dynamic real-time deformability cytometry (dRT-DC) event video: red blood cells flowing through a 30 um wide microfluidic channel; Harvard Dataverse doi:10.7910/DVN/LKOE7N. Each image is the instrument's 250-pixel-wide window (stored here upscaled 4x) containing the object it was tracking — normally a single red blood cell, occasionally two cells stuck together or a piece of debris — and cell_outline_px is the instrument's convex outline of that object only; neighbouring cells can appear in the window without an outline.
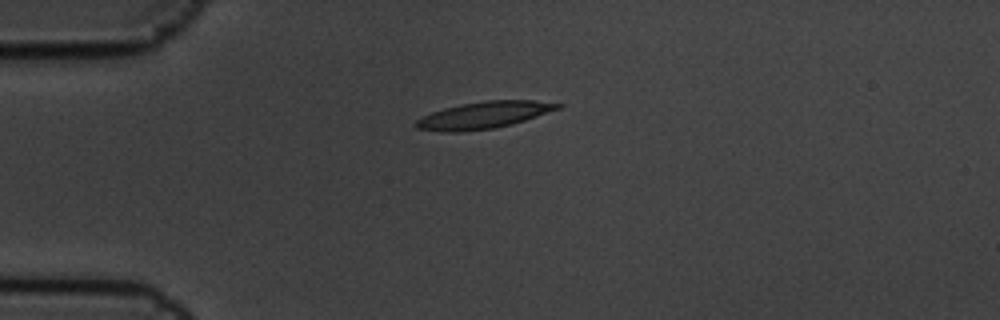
{"species": "common noctule bat (a hibernating species)", "species_latin": "Nyctalus noctula", "temperature_condition": "cold", "stored_images_in_passage": 2, "camera_frame_rate_fps": 3000, "um_per_image_px": 0.085, "animal": {"sex": "male", "body_mass_g": 19.5, "forearm_length_mm": 54.6}, "frame": {"image": 1, "passage_image": 1, "time_ms": 0.0, "image_size_px": [1000, 320], "cell_outline_px": [[564, 104], [560, 108], [512, 124], [492, 128], [460, 132], [440, 132], [416, 128], [412, 124], [416, 120], [432, 112], [444, 108], [460, 104], [484, 100], [532, 100]], "centroid_in_image_um": [41.07, 9.78], "position_along_channel_um": 43.9, "area_um2": 22.14}}